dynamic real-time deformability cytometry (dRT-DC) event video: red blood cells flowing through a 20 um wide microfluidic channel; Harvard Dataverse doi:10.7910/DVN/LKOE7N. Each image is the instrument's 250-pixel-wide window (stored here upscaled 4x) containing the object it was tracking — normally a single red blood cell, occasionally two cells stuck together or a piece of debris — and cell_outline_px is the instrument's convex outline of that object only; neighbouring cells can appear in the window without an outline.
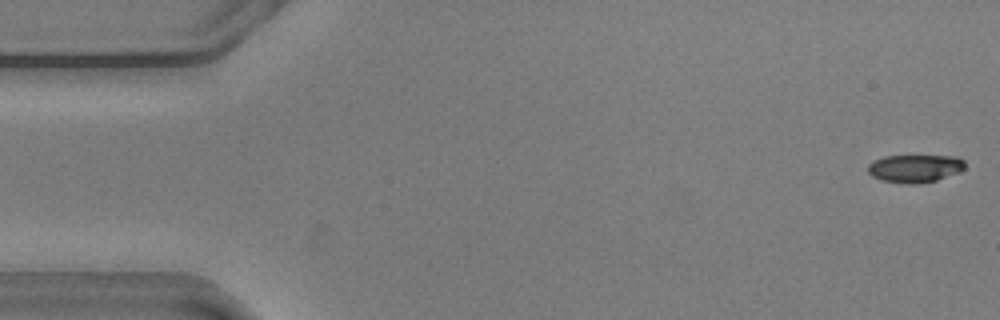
{"species": "common noctule bat (a hibernating species)", "species_latin": "Nyctalus noctula", "temperature_condition": "warm", "stored_images_in_passage": 4, "camera_frame_rate_fps": 3000, "um_per_image_px": 0.085, "animal": {"sex": "male", "body_mass_g": 20.5, "forearm_length_mm": 52.5}, "frame": {"image": 1, "passage_image": 1, "time_ms": 0.0, "image_size_px": [1000, 320], "cell_outline_px": [[964, 168], [960, 172], [936, 180], [916, 184], [908, 184], [880, 180], [872, 176], [868, 172], [868, 164], [872, 160], [884, 156], [956, 156], [964, 160]], "centroid_in_image_um": [77.74, 14.31], "position_along_channel_um": 7.3, "area_um2": 15.84}}